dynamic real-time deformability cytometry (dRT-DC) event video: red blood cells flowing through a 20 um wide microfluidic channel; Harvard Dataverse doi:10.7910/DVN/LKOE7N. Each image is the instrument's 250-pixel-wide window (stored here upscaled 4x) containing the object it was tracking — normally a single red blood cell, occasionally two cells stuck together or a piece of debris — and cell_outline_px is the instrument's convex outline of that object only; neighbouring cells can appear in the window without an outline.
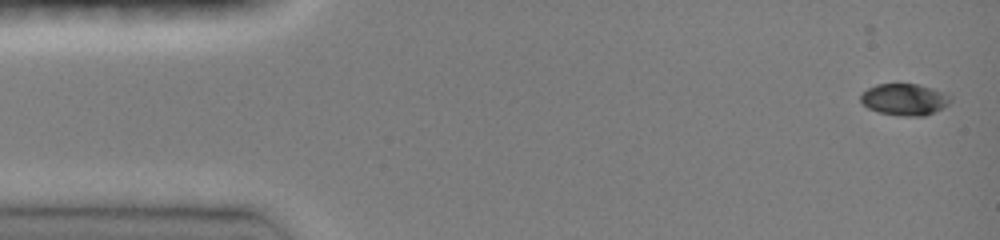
{"species": "common noctule bat (a hibernating species)", "species_latin": "Nyctalus noctula", "temperature_condition": "room temperature", "stored_images_in_passage": 10, "camera_frame_rate_fps": 3000, "um_per_image_px": 0.085, "animal": {"sex": "female", "body_mass_g": 19.0, "forearm_length_mm": 51.5}, "frame": {"image": 1, "passage_image": 2, "time_ms": 0.333, "image_size_px": [1000, 240], "cell_outline_px": [[952, 100], [948, 104], [924, 116], [900, 116], [880, 112], [868, 108], [860, 100], [860, 92], [876, 84], [916, 84], [932, 88], [952, 96]], "centroid_in_image_um": [76.85, 8.44], "position_along_channel_um": 8.1, "area_um2": 16.47}}
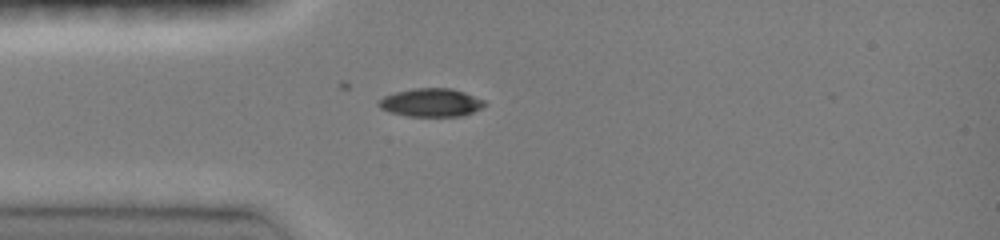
{"frame": {"image": 2, "passage_image": 8, "time_ms": 2.333, "image_size_px": [1000, 240], "cell_outline_px": [[488, 104], [472, 112], [460, 116], [408, 116], [388, 112], [380, 108], [376, 104], [376, 100], [384, 96], [396, 92], [412, 88], [452, 88], [464, 92], [484, 100]], "centroid_in_image_um": [36.59, 8.71], "position_along_channel_um": 48.4, "area_um2": 17.57}}